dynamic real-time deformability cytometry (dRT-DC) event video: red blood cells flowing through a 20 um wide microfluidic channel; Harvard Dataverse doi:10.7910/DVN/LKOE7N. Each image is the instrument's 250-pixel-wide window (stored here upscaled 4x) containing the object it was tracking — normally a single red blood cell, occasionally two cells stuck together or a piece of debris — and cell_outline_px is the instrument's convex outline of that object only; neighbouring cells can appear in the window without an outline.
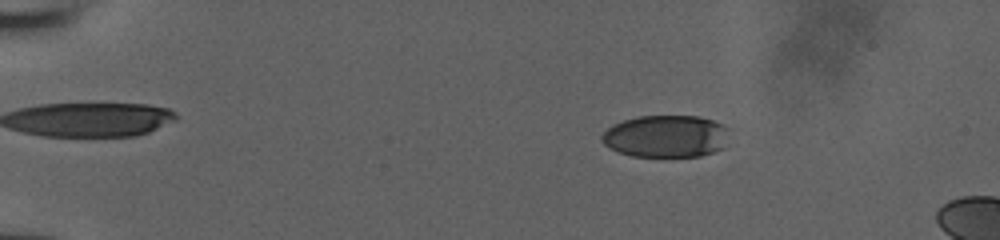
{"species": "human", "species_latin": "Homo sapiens", "temperature_condition": "room temperature", "stored_images_in_passage": 53, "camera_frame_rate_fps": 3000, "um_per_image_px": 0.085, "donor": {"sex": "male"}, "frame": {"image": 1, "passage_image": 11, "time_ms": 3.333, "image_size_px": [1000, 240], "cell_outline_px": [[724, 148], [700, 156], [632, 156], [608, 148], [600, 140], [600, 136], [612, 124], [624, 120], [640, 116], [700, 116], [712, 120], [720, 124], [724, 128]], "centroid_in_image_um": [56.52, 11.58], "position_along_channel_um": 28.5, "area_um2": 30.98}}
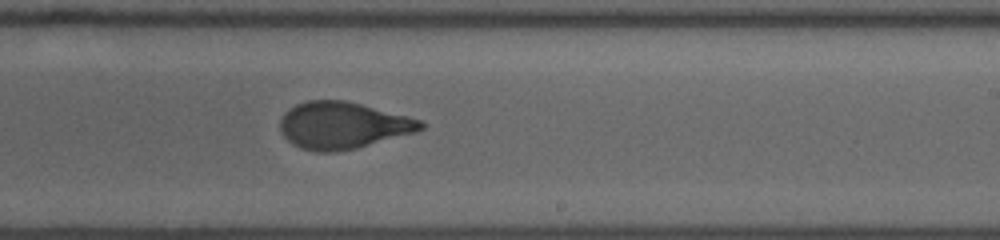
{"frame": {"image": 2, "passage_image": 35, "time_ms": 11.333, "image_size_px": [1000, 240], "cell_outline_px": [[424, 128], [416, 132], [356, 148], [336, 152], [316, 152], [300, 148], [292, 144], [280, 132], [280, 120], [284, 112], [296, 104], [308, 100], [344, 100], [360, 104], [420, 120], [424, 124]], "centroid_in_image_um": [29.08, 10.67], "position_along_channel_um": 259.9, "area_um2": 38.15}}
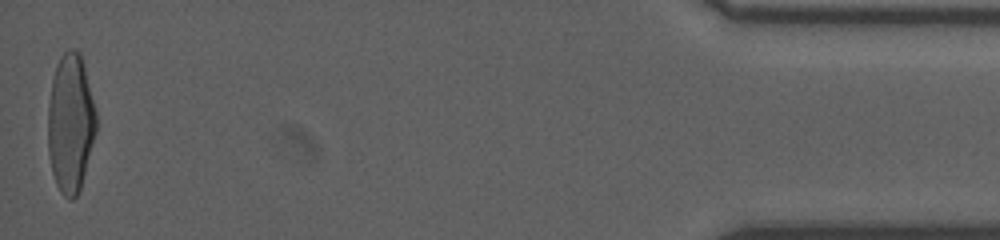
{"frame": {"image": 3, "passage_image": 53, "time_ms": 17.333, "image_size_px": [1000, 240], "cell_outline_px": [[96, 132], [80, 188], [76, 196], [72, 200], [68, 200], [60, 192], [56, 184], [52, 172], [48, 152], [48, 104], [52, 80], [56, 64], [60, 56], [68, 48], [72, 48], [80, 52], [96, 112]], "centroid_in_image_um": [5.98, 10.47], "position_along_channel_um": 429.2, "area_um2": 38.9}}